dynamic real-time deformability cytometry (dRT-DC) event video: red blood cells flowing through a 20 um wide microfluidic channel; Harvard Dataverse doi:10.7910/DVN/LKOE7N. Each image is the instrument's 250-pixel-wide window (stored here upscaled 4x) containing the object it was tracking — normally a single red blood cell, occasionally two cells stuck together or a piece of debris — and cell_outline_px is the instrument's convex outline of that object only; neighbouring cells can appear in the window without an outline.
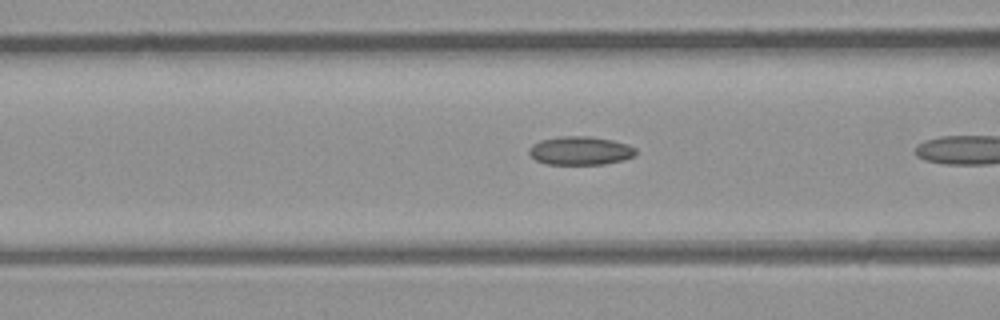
{"species": "common noctule bat (a hibernating species)", "species_latin": "Nyctalus noctula", "temperature_condition": "room temperature", "stored_images_in_passage": 7, "camera_frame_rate_fps": 3000, "um_per_image_px": 0.085, "animal": {"sex": "male", "body_mass_g": 23.1, "forearm_length_mm": 52.7}, "frame": {"image": 1, "passage_image": 6, "time_ms": 1.667, "image_size_px": [1000, 320], "cell_outline_px": [[636, 156], [624, 160], [604, 164], [544, 164], [536, 160], [528, 152], [528, 148], [532, 144], [540, 140], [560, 136], [588, 136], [612, 140], [628, 144], [636, 148]], "centroid_in_image_um": [49.33, 12.81], "position_along_channel_um": 117.3, "area_um2": 17.92}}